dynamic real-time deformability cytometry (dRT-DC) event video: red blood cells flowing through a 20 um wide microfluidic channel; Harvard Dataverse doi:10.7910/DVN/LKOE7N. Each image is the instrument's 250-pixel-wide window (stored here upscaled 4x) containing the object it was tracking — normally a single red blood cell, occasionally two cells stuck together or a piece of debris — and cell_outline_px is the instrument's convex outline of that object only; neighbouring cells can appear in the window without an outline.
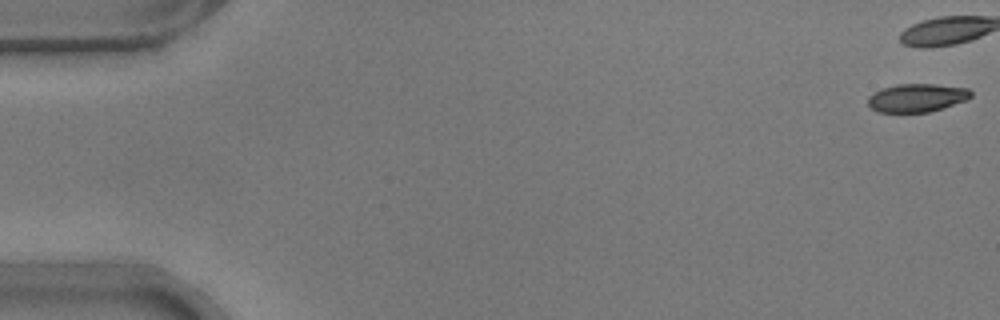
{"species": "common noctule bat (a hibernating species)", "species_latin": "Nyctalus noctula", "temperature_condition": "warm", "stored_images_in_passage": 11, "camera_frame_rate_fps": 3000, "um_per_image_px": 0.085, "animal": {"sex": "male", "body_mass_g": 17.9}, "frame": {"image": 1, "passage_image": 1, "time_ms": 0.0, "image_size_px": [1000, 320], "cell_outline_px": [[972, 96], [968, 100], [928, 112], [876, 112], [868, 104], [868, 96], [872, 92], [880, 88], [896, 84], [936, 84], [968, 88], [972, 92]], "centroid_in_image_um": [77.92, 8.3], "position_along_channel_um": 7.1, "area_um2": 17.17}}